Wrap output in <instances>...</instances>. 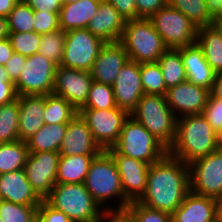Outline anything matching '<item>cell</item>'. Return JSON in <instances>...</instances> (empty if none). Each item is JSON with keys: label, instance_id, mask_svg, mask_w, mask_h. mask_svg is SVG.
Segmentation results:
<instances>
[{"label": "cell", "instance_id": "cb8c5ba5", "mask_svg": "<svg viewBox=\"0 0 222 222\" xmlns=\"http://www.w3.org/2000/svg\"><path fill=\"white\" fill-rule=\"evenodd\" d=\"M45 95L19 96V139L26 142L44 125Z\"/></svg>", "mask_w": 222, "mask_h": 222}, {"label": "cell", "instance_id": "681fc988", "mask_svg": "<svg viewBox=\"0 0 222 222\" xmlns=\"http://www.w3.org/2000/svg\"><path fill=\"white\" fill-rule=\"evenodd\" d=\"M96 222H131L125 211H106Z\"/></svg>", "mask_w": 222, "mask_h": 222}, {"label": "cell", "instance_id": "484cf974", "mask_svg": "<svg viewBox=\"0 0 222 222\" xmlns=\"http://www.w3.org/2000/svg\"><path fill=\"white\" fill-rule=\"evenodd\" d=\"M97 155L60 156L56 183H84L90 164Z\"/></svg>", "mask_w": 222, "mask_h": 222}, {"label": "cell", "instance_id": "277c9868", "mask_svg": "<svg viewBox=\"0 0 222 222\" xmlns=\"http://www.w3.org/2000/svg\"><path fill=\"white\" fill-rule=\"evenodd\" d=\"M43 200L73 222H96L104 213L84 183H56Z\"/></svg>", "mask_w": 222, "mask_h": 222}, {"label": "cell", "instance_id": "b9f144b4", "mask_svg": "<svg viewBox=\"0 0 222 222\" xmlns=\"http://www.w3.org/2000/svg\"><path fill=\"white\" fill-rule=\"evenodd\" d=\"M202 115L216 132L222 129V101L214 98L211 94L206 103Z\"/></svg>", "mask_w": 222, "mask_h": 222}, {"label": "cell", "instance_id": "6da1fadb", "mask_svg": "<svg viewBox=\"0 0 222 222\" xmlns=\"http://www.w3.org/2000/svg\"><path fill=\"white\" fill-rule=\"evenodd\" d=\"M190 192L189 166L168 153L149 165L147 186L139 203L172 214Z\"/></svg>", "mask_w": 222, "mask_h": 222}, {"label": "cell", "instance_id": "52a82bcc", "mask_svg": "<svg viewBox=\"0 0 222 222\" xmlns=\"http://www.w3.org/2000/svg\"><path fill=\"white\" fill-rule=\"evenodd\" d=\"M112 148L123 156L149 165L158 162L168 153V149L132 116L124 122L119 139Z\"/></svg>", "mask_w": 222, "mask_h": 222}, {"label": "cell", "instance_id": "f35d334b", "mask_svg": "<svg viewBox=\"0 0 222 222\" xmlns=\"http://www.w3.org/2000/svg\"><path fill=\"white\" fill-rule=\"evenodd\" d=\"M124 211L131 222H174L172 214L149 208L138 201L129 203Z\"/></svg>", "mask_w": 222, "mask_h": 222}, {"label": "cell", "instance_id": "f5cc1de1", "mask_svg": "<svg viewBox=\"0 0 222 222\" xmlns=\"http://www.w3.org/2000/svg\"><path fill=\"white\" fill-rule=\"evenodd\" d=\"M19 0H0V16L7 17Z\"/></svg>", "mask_w": 222, "mask_h": 222}, {"label": "cell", "instance_id": "7dc6e473", "mask_svg": "<svg viewBox=\"0 0 222 222\" xmlns=\"http://www.w3.org/2000/svg\"><path fill=\"white\" fill-rule=\"evenodd\" d=\"M34 11L47 13H59L62 7V0H23Z\"/></svg>", "mask_w": 222, "mask_h": 222}, {"label": "cell", "instance_id": "7402d4cb", "mask_svg": "<svg viewBox=\"0 0 222 222\" xmlns=\"http://www.w3.org/2000/svg\"><path fill=\"white\" fill-rule=\"evenodd\" d=\"M126 20L107 1L102 0L87 29L105 42H119Z\"/></svg>", "mask_w": 222, "mask_h": 222}, {"label": "cell", "instance_id": "816d5d0a", "mask_svg": "<svg viewBox=\"0 0 222 222\" xmlns=\"http://www.w3.org/2000/svg\"><path fill=\"white\" fill-rule=\"evenodd\" d=\"M210 94L214 98L222 101V72H219L215 75L214 84L212 86Z\"/></svg>", "mask_w": 222, "mask_h": 222}, {"label": "cell", "instance_id": "e0dca14e", "mask_svg": "<svg viewBox=\"0 0 222 222\" xmlns=\"http://www.w3.org/2000/svg\"><path fill=\"white\" fill-rule=\"evenodd\" d=\"M172 217L174 222H222V203L190 191Z\"/></svg>", "mask_w": 222, "mask_h": 222}, {"label": "cell", "instance_id": "f6af8a7d", "mask_svg": "<svg viewBox=\"0 0 222 222\" xmlns=\"http://www.w3.org/2000/svg\"><path fill=\"white\" fill-rule=\"evenodd\" d=\"M127 21L137 19L135 0H105Z\"/></svg>", "mask_w": 222, "mask_h": 222}, {"label": "cell", "instance_id": "2e32d148", "mask_svg": "<svg viewBox=\"0 0 222 222\" xmlns=\"http://www.w3.org/2000/svg\"><path fill=\"white\" fill-rule=\"evenodd\" d=\"M210 91L185 81L167 90V104L177 118L185 115L202 114Z\"/></svg>", "mask_w": 222, "mask_h": 222}, {"label": "cell", "instance_id": "5bb4252c", "mask_svg": "<svg viewBox=\"0 0 222 222\" xmlns=\"http://www.w3.org/2000/svg\"><path fill=\"white\" fill-rule=\"evenodd\" d=\"M92 81L89 71L58 66L55 72L53 93L63 97L79 110L88 98Z\"/></svg>", "mask_w": 222, "mask_h": 222}, {"label": "cell", "instance_id": "4316f807", "mask_svg": "<svg viewBox=\"0 0 222 222\" xmlns=\"http://www.w3.org/2000/svg\"><path fill=\"white\" fill-rule=\"evenodd\" d=\"M67 124H44L26 143L29 152H58Z\"/></svg>", "mask_w": 222, "mask_h": 222}, {"label": "cell", "instance_id": "74e56055", "mask_svg": "<svg viewBox=\"0 0 222 222\" xmlns=\"http://www.w3.org/2000/svg\"><path fill=\"white\" fill-rule=\"evenodd\" d=\"M38 206L0 200V218L3 222H37Z\"/></svg>", "mask_w": 222, "mask_h": 222}, {"label": "cell", "instance_id": "7bdbcfd3", "mask_svg": "<svg viewBox=\"0 0 222 222\" xmlns=\"http://www.w3.org/2000/svg\"><path fill=\"white\" fill-rule=\"evenodd\" d=\"M37 222H73L68 216L49 206L44 200L38 206Z\"/></svg>", "mask_w": 222, "mask_h": 222}, {"label": "cell", "instance_id": "8992f818", "mask_svg": "<svg viewBox=\"0 0 222 222\" xmlns=\"http://www.w3.org/2000/svg\"><path fill=\"white\" fill-rule=\"evenodd\" d=\"M119 42L124 46L129 60L137 63L157 62L168 49L146 18L127 20Z\"/></svg>", "mask_w": 222, "mask_h": 222}, {"label": "cell", "instance_id": "11a10c76", "mask_svg": "<svg viewBox=\"0 0 222 222\" xmlns=\"http://www.w3.org/2000/svg\"><path fill=\"white\" fill-rule=\"evenodd\" d=\"M210 26L222 36V14L213 15L212 23Z\"/></svg>", "mask_w": 222, "mask_h": 222}, {"label": "cell", "instance_id": "ba28073f", "mask_svg": "<svg viewBox=\"0 0 222 222\" xmlns=\"http://www.w3.org/2000/svg\"><path fill=\"white\" fill-rule=\"evenodd\" d=\"M149 20L168 49H179L196 43L197 28L183 13L168 4Z\"/></svg>", "mask_w": 222, "mask_h": 222}, {"label": "cell", "instance_id": "c3c4849f", "mask_svg": "<svg viewBox=\"0 0 222 222\" xmlns=\"http://www.w3.org/2000/svg\"><path fill=\"white\" fill-rule=\"evenodd\" d=\"M18 95L13 82L0 81V106L17 99Z\"/></svg>", "mask_w": 222, "mask_h": 222}, {"label": "cell", "instance_id": "603a6c76", "mask_svg": "<svg viewBox=\"0 0 222 222\" xmlns=\"http://www.w3.org/2000/svg\"><path fill=\"white\" fill-rule=\"evenodd\" d=\"M187 81L211 91L216 73L207 63L202 48L194 43L181 48Z\"/></svg>", "mask_w": 222, "mask_h": 222}, {"label": "cell", "instance_id": "44dd1931", "mask_svg": "<svg viewBox=\"0 0 222 222\" xmlns=\"http://www.w3.org/2000/svg\"><path fill=\"white\" fill-rule=\"evenodd\" d=\"M0 200L21 205H40L43 201L32 188L24 169L0 174Z\"/></svg>", "mask_w": 222, "mask_h": 222}, {"label": "cell", "instance_id": "8d00e7d4", "mask_svg": "<svg viewBox=\"0 0 222 222\" xmlns=\"http://www.w3.org/2000/svg\"><path fill=\"white\" fill-rule=\"evenodd\" d=\"M65 32L61 29L41 35L38 53L49 59L57 67L63 59Z\"/></svg>", "mask_w": 222, "mask_h": 222}, {"label": "cell", "instance_id": "7c38bea8", "mask_svg": "<svg viewBox=\"0 0 222 222\" xmlns=\"http://www.w3.org/2000/svg\"><path fill=\"white\" fill-rule=\"evenodd\" d=\"M56 68L40 53L27 57L23 71L14 83L17 95L52 94Z\"/></svg>", "mask_w": 222, "mask_h": 222}, {"label": "cell", "instance_id": "9c48e42d", "mask_svg": "<svg viewBox=\"0 0 222 222\" xmlns=\"http://www.w3.org/2000/svg\"><path fill=\"white\" fill-rule=\"evenodd\" d=\"M105 43L87 28L65 32L63 59L60 66L90 72Z\"/></svg>", "mask_w": 222, "mask_h": 222}, {"label": "cell", "instance_id": "8fae6325", "mask_svg": "<svg viewBox=\"0 0 222 222\" xmlns=\"http://www.w3.org/2000/svg\"><path fill=\"white\" fill-rule=\"evenodd\" d=\"M189 166L190 191L222 203V153L212 152Z\"/></svg>", "mask_w": 222, "mask_h": 222}, {"label": "cell", "instance_id": "5b68a950", "mask_svg": "<svg viewBox=\"0 0 222 222\" xmlns=\"http://www.w3.org/2000/svg\"><path fill=\"white\" fill-rule=\"evenodd\" d=\"M130 116L140 122L167 149L174 143L177 117L167 104L166 96L144 94Z\"/></svg>", "mask_w": 222, "mask_h": 222}, {"label": "cell", "instance_id": "9a60e30c", "mask_svg": "<svg viewBox=\"0 0 222 222\" xmlns=\"http://www.w3.org/2000/svg\"><path fill=\"white\" fill-rule=\"evenodd\" d=\"M107 151L116 162L125 198L130 203L139 201L146 190L149 164L123 156L113 148Z\"/></svg>", "mask_w": 222, "mask_h": 222}, {"label": "cell", "instance_id": "f1b7e54d", "mask_svg": "<svg viewBox=\"0 0 222 222\" xmlns=\"http://www.w3.org/2000/svg\"><path fill=\"white\" fill-rule=\"evenodd\" d=\"M157 63L160 65L167 90L187 81L181 48L167 49Z\"/></svg>", "mask_w": 222, "mask_h": 222}, {"label": "cell", "instance_id": "d4e9b609", "mask_svg": "<svg viewBox=\"0 0 222 222\" xmlns=\"http://www.w3.org/2000/svg\"><path fill=\"white\" fill-rule=\"evenodd\" d=\"M102 0H79L62 5L59 12L60 28L63 32L87 28Z\"/></svg>", "mask_w": 222, "mask_h": 222}, {"label": "cell", "instance_id": "9f6ffc18", "mask_svg": "<svg viewBox=\"0 0 222 222\" xmlns=\"http://www.w3.org/2000/svg\"><path fill=\"white\" fill-rule=\"evenodd\" d=\"M212 15L222 14V0H215L214 4L210 7Z\"/></svg>", "mask_w": 222, "mask_h": 222}, {"label": "cell", "instance_id": "f907efd6", "mask_svg": "<svg viewBox=\"0 0 222 222\" xmlns=\"http://www.w3.org/2000/svg\"><path fill=\"white\" fill-rule=\"evenodd\" d=\"M14 54V50L8 38L0 40V65H5L10 57Z\"/></svg>", "mask_w": 222, "mask_h": 222}, {"label": "cell", "instance_id": "d6986e66", "mask_svg": "<svg viewBox=\"0 0 222 222\" xmlns=\"http://www.w3.org/2000/svg\"><path fill=\"white\" fill-rule=\"evenodd\" d=\"M129 56L120 42H106L90 71L93 81L113 85Z\"/></svg>", "mask_w": 222, "mask_h": 222}, {"label": "cell", "instance_id": "6f0895ef", "mask_svg": "<svg viewBox=\"0 0 222 222\" xmlns=\"http://www.w3.org/2000/svg\"><path fill=\"white\" fill-rule=\"evenodd\" d=\"M216 151L222 153V129L215 132Z\"/></svg>", "mask_w": 222, "mask_h": 222}, {"label": "cell", "instance_id": "4dcf8cb0", "mask_svg": "<svg viewBox=\"0 0 222 222\" xmlns=\"http://www.w3.org/2000/svg\"><path fill=\"white\" fill-rule=\"evenodd\" d=\"M28 154V146L24 141L0 143V174L24 169Z\"/></svg>", "mask_w": 222, "mask_h": 222}, {"label": "cell", "instance_id": "91938a15", "mask_svg": "<svg viewBox=\"0 0 222 222\" xmlns=\"http://www.w3.org/2000/svg\"><path fill=\"white\" fill-rule=\"evenodd\" d=\"M79 0H62V5H65V4H70V3H73V2H77Z\"/></svg>", "mask_w": 222, "mask_h": 222}, {"label": "cell", "instance_id": "f546056e", "mask_svg": "<svg viewBox=\"0 0 222 222\" xmlns=\"http://www.w3.org/2000/svg\"><path fill=\"white\" fill-rule=\"evenodd\" d=\"M43 114L44 124H68L78 114V110L63 97L52 93L45 95Z\"/></svg>", "mask_w": 222, "mask_h": 222}, {"label": "cell", "instance_id": "83f0119b", "mask_svg": "<svg viewBox=\"0 0 222 222\" xmlns=\"http://www.w3.org/2000/svg\"><path fill=\"white\" fill-rule=\"evenodd\" d=\"M196 43L213 71L222 72V36L211 26L200 27L197 28Z\"/></svg>", "mask_w": 222, "mask_h": 222}, {"label": "cell", "instance_id": "94428289", "mask_svg": "<svg viewBox=\"0 0 222 222\" xmlns=\"http://www.w3.org/2000/svg\"><path fill=\"white\" fill-rule=\"evenodd\" d=\"M209 7H211L213 4H214V2H215V0H203Z\"/></svg>", "mask_w": 222, "mask_h": 222}, {"label": "cell", "instance_id": "ac0fdd59", "mask_svg": "<svg viewBox=\"0 0 222 222\" xmlns=\"http://www.w3.org/2000/svg\"><path fill=\"white\" fill-rule=\"evenodd\" d=\"M112 87L117 106L131 113L145 94L141 81L140 63L129 60L119 71Z\"/></svg>", "mask_w": 222, "mask_h": 222}, {"label": "cell", "instance_id": "4fadbf2b", "mask_svg": "<svg viewBox=\"0 0 222 222\" xmlns=\"http://www.w3.org/2000/svg\"><path fill=\"white\" fill-rule=\"evenodd\" d=\"M58 152H29L24 171L32 188L44 199L56 184Z\"/></svg>", "mask_w": 222, "mask_h": 222}, {"label": "cell", "instance_id": "3957f363", "mask_svg": "<svg viewBox=\"0 0 222 222\" xmlns=\"http://www.w3.org/2000/svg\"><path fill=\"white\" fill-rule=\"evenodd\" d=\"M215 151V131L202 114L177 118L175 141L168 149L169 155L189 164Z\"/></svg>", "mask_w": 222, "mask_h": 222}, {"label": "cell", "instance_id": "30bf717a", "mask_svg": "<svg viewBox=\"0 0 222 222\" xmlns=\"http://www.w3.org/2000/svg\"><path fill=\"white\" fill-rule=\"evenodd\" d=\"M78 114L88 125L96 143L105 151L116 144L124 122L130 116L127 110L119 107L106 110L79 109Z\"/></svg>", "mask_w": 222, "mask_h": 222}, {"label": "cell", "instance_id": "db71d44e", "mask_svg": "<svg viewBox=\"0 0 222 222\" xmlns=\"http://www.w3.org/2000/svg\"><path fill=\"white\" fill-rule=\"evenodd\" d=\"M9 31H8V24H7V17L0 16V40L8 38Z\"/></svg>", "mask_w": 222, "mask_h": 222}, {"label": "cell", "instance_id": "ab89813d", "mask_svg": "<svg viewBox=\"0 0 222 222\" xmlns=\"http://www.w3.org/2000/svg\"><path fill=\"white\" fill-rule=\"evenodd\" d=\"M8 39L14 50V53L30 57L38 53L41 34L34 32L28 33H9Z\"/></svg>", "mask_w": 222, "mask_h": 222}, {"label": "cell", "instance_id": "d590c367", "mask_svg": "<svg viewBox=\"0 0 222 222\" xmlns=\"http://www.w3.org/2000/svg\"><path fill=\"white\" fill-rule=\"evenodd\" d=\"M118 107L115 101L112 85L92 81L88 98L80 109L106 110Z\"/></svg>", "mask_w": 222, "mask_h": 222}, {"label": "cell", "instance_id": "7a4b0ae2", "mask_svg": "<svg viewBox=\"0 0 222 222\" xmlns=\"http://www.w3.org/2000/svg\"><path fill=\"white\" fill-rule=\"evenodd\" d=\"M84 185L104 212L124 211L130 203L125 198L116 162L108 151L103 150L94 157Z\"/></svg>", "mask_w": 222, "mask_h": 222}, {"label": "cell", "instance_id": "680465c9", "mask_svg": "<svg viewBox=\"0 0 222 222\" xmlns=\"http://www.w3.org/2000/svg\"><path fill=\"white\" fill-rule=\"evenodd\" d=\"M0 81L1 82H12L10 80L8 72L6 71V69L3 65H0Z\"/></svg>", "mask_w": 222, "mask_h": 222}, {"label": "cell", "instance_id": "1f68e13d", "mask_svg": "<svg viewBox=\"0 0 222 222\" xmlns=\"http://www.w3.org/2000/svg\"><path fill=\"white\" fill-rule=\"evenodd\" d=\"M168 5L183 13L196 28L212 23L211 8L203 0H168Z\"/></svg>", "mask_w": 222, "mask_h": 222}, {"label": "cell", "instance_id": "d6a6232c", "mask_svg": "<svg viewBox=\"0 0 222 222\" xmlns=\"http://www.w3.org/2000/svg\"><path fill=\"white\" fill-rule=\"evenodd\" d=\"M19 96L14 101L0 106V143L19 139Z\"/></svg>", "mask_w": 222, "mask_h": 222}, {"label": "cell", "instance_id": "60d3db41", "mask_svg": "<svg viewBox=\"0 0 222 222\" xmlns=\"http://www.w3.org/2000/svg\"><path fill=\"white\" fill-rule=\"evenodd\" d=\"M34 31L38 34L55 32L60 28L59 13L34 11Z\"/></svg>", "mask_w": 222, "mask_h": 222}, {"label": "cell", "instance_id": "bcb514c9", "mask_svg": "<svg viewBox=\"0 0 222 222\" xmlns=\"http://www.w3.org/2000/svg\"><path fill=\"white\" fill-rule=\"evenodd\" d=\"M27 57L14 53L8 62L4 65L6 71L9 74L10 80L15 83L19 76L21 75V72L23 71V68L25 66Z\"/></svg>", "mask_w": 222, "mask_h": 222}, {"label": "cell", "instance_id": "836d02e7", "mask_svg": "<svg viewBox=\"0 0 222 222\" xmlns=\"http://www.w3.org/2000/svg\"><path fill=\"white\" fill-rule=\"evenodd\" d=\"M34 10L19 0L7 16L9 33L34 32Z\"/></svg>", "mask_w": 222, "mask_h": 222}, {"label": "cell", "instance_id": "ffe728a7", "mask_svg": "<svg viewBox=\"0 0 222 222\" xmlns=\"http://www.w3.org/2000/svg\"><path fill=\"white\" fill-rule=\"evenodd\" d=\"M102 151L86 122L77 114L67 124L66 134L58 153L62 156L99 155Z\"/></svg>", "mask_w": 222, "mask_h": 222}, {"label": "cell", "instance_id": "e575fe53", "mask_svg": "<svg viewBox=\"0 0 222 222\" xmlns=\"http://www.w3.org/2000/svg\"><path fill=\"white\" fill-rule=\"evenodd\" d=\"M140 74L145 94L166 96V84L157 62L140 63Z\"/></svg>", "mask_w": 222, "mask_h": 222}, {"label": "cell", "instance_id": "ee69618b", "mask_svg": "<svg viewBox=\"0 0 222 222\" xmlns=\"http://www.w3.org/2000/svg\"><path fill=\"white\" fill-rule=\"evenodd\" d=\"M137 19H149L154 13L168 4V0H135Z\"/></svg>", "mask_w": 222, "mask_h": 222}]
</instances>
